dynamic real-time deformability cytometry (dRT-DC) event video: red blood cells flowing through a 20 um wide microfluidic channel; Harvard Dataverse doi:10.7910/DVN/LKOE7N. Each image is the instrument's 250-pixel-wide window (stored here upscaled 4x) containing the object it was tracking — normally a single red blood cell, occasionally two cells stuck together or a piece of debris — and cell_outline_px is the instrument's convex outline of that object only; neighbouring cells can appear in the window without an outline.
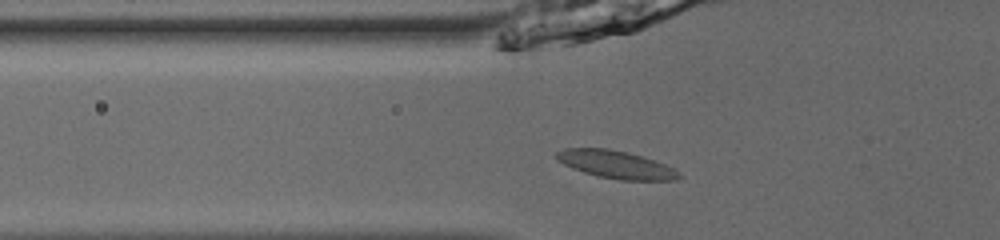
{"species": "common noctule bat (a hibernating species)", "species_latin": "Nyctalus noctula", "temperature_condition": "room temperature", "stored_images_in_passage": 54, "camera_frame_rate_fps": 3000, "um_per_image_px": 0.085, "animal": {"sex": "male", "body_mass_g": 13.0, "forearm_length_mm": 53.1}, "frame": {"image": 1, "passage_image": 21, "time_ms": 6.667, "image_size_px": [1000, 240], "cell_outline_px": [[684, 176], [676, 180], [620, 180], [600, 176], [584, 172], [572, 168], [556, 160], [552, 156], [556, 152], [564, 148], [608, 148], [628, 152], [664, 164], [680, 172]], "centroid_in_image_um": [52.32, 13.98], "position_along_channel_um": 73.5, "area_um2": 19.83}}
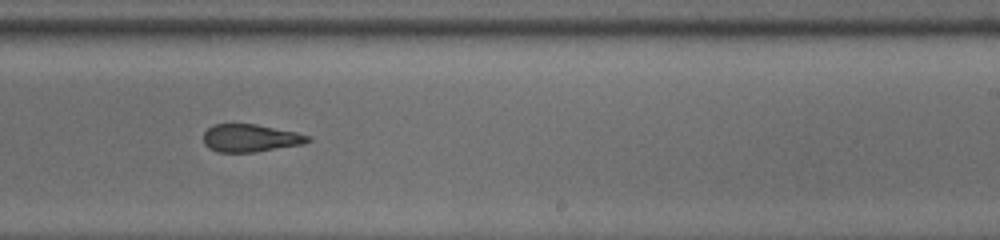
{"frame": {"image": 2, "passage_image": 36, "time_ms": 11.667, "image_size_px": [1000, 240], "cell_outline_px": [[312, 140], [304, 144], [256, 152], [216, 152], [208, 148], [204, 144], [204, 132], [212, 124], [256, 124], [296, 132], [312, 136]], "centroid_in_image_um": [21.3, 11.74], "position_along_channel_um": 267.7, "area_um2": 17.05}}
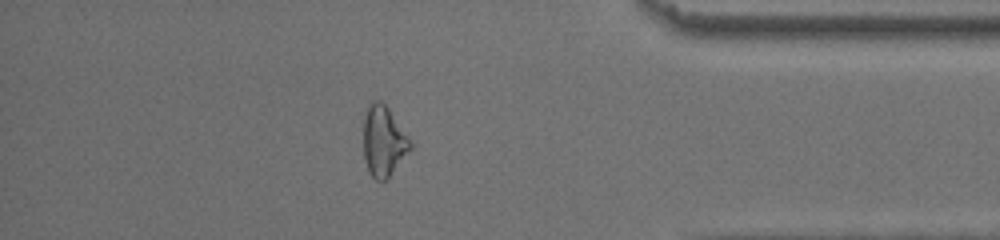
{"frame": {"image": 3, "passage_image": 48, "time_ms": 15.667, "image_size_px": [1000, 240], "cell_outline_px": [[412, 148], [388, 180], [376, 180], [368, 172], [364, 156], [364, 116], [368, 104], [372, 100], [380, 100], [388, 108], [412, 144]], "centroid_in_image_um": [32.59, 12.03], "position_along_channel_um": 402.6, "area_um2": 19.19}, "authors_computed_cell_mechanics": {"area_um2": 18.9295, "velocity_mm_per_s": 3.8803, "shape_relaxation_time_tau1_ms": null, "shape_relaxation_time_tau2_ms": 2.9683, "deformation_change_tau1": null, "deformation_change_tau2": 0.0478}}